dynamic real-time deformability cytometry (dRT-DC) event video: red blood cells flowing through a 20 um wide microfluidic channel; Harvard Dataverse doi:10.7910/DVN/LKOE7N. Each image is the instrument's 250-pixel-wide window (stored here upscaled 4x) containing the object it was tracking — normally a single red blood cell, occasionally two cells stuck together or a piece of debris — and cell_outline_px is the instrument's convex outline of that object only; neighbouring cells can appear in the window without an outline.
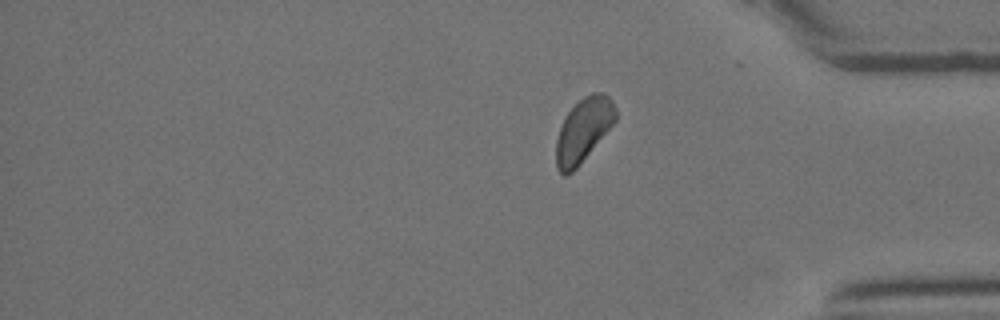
{"species": "Egyptian fruit bat (a non-hibernating species)", "species_latin": "Rousettus aegyptiacus", "temperature_condition": "room temperature", "stored_images_in_passage": 25, "segment_of_instrument_passage": [2, 2], "camera_frame_rate_fps": 3000, "um_per_image_px": 0.085, "animal": {"sex": "female"}, "frame": {"image": 1, "passage_image": 25, "time_ms": 8.0, "image_size_px": [1000, 320], "cell_outline_px": [[616, 120], [576, 168], [572, 172], [564, 176], [556, 168], [556, 140], [560, 128], [568, 112], [584, 96], [592, 92], [604, 92], [612, 100], [616, 108]], "centroid_in_image_um": [49.59, 11.04], "position_along_channel_um": 385.6, "area_um2": 21.73}}